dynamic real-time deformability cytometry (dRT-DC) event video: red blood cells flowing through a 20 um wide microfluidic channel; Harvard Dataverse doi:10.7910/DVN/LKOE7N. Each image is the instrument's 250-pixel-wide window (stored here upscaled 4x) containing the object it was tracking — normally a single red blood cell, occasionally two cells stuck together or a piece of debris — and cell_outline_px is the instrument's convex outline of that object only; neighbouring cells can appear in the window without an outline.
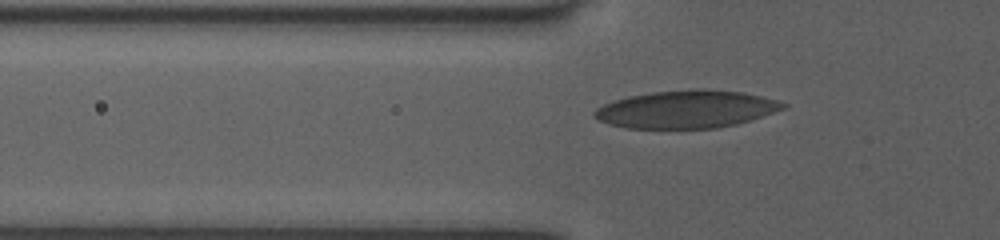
{"species": "human", "species_latin": "Homo sapiens", "temperature_condition": "room temperature", "stored_images_in_passage": 36, "camera_frame_rate_fps": 3000, "um_per_image_px": 0.085, "donor": {"sex": "female"}, "frame": {"image": 1, "passage_image": 3, "time_ms": 0.667, "image_size_px": [1000, 240], "cell_outline_px": [[788, 104], [784, 108], [736, 124], [716, 128], [628, 128], [612, 124], [600, 120], [592, 116], [592, 112], [596, 108], [604, 104], [628, 96], [652, 92], [700, 88], [740, 92], [760, 96], [776, 100]], "centroid_in_image_um": [58.3, 9.28], "position_along_channel_um": 67.5, "area_um2": 40.92}}
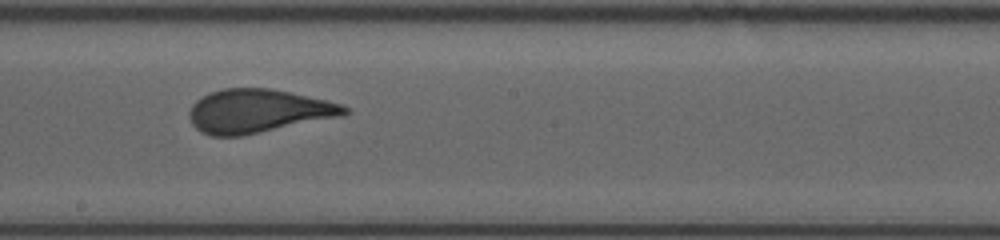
{"frame": {"image": 2, "passage_image": 15, "time_ms": 4.667, "image_size_px": [1000, 240], "cell_outline_px": [[352, 112], [344, 116], [240, 136], [212, 136], [200, 132], [192, 124], [188, 116], [188, 112], [192, 104], [196, 100], [208, 92], [224, 88], [268, 88], [288, 92], [324, 100], [340, 104], [348, 108]], "centroid_in_image_um": [21.9, 9.45], "position_along_channel_um": 226.3, "area_um2": 39.42}}
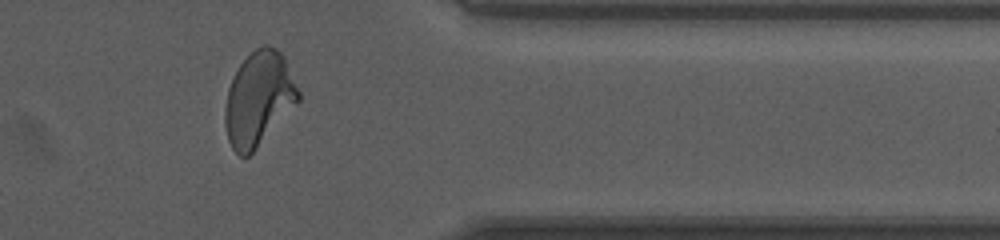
{"frame": {"image": 3, "passage_image": 28, "time_ms": 9.0, "image_size_px": [1000, 240], "cell_outline_px": [[300, 100], [256, 148], [248, 156], [240, 156], [232, 148], [228, 140], [224, 124], [224, 108], [228, 88], [240, 64], [256, 48], [264, 44], [268, 44], [276, 48], [284, 56], [300, 92]], "centroid_in_image_um": [21.98, 8.38], "position_along_channel_um": 389.4, "area_um2": 39.94}, "authors_computed_cell_mechanics": {"area_um2": 39.1306, "velocity_mm_per_s": 4.0173, "shape_relaxation_time_tau1_ms": 4.4597, "shape_relaxation_time_tau2_ms": null, "deformation_change_tau1": 0.1723, "deformation_change_tau2": null}}